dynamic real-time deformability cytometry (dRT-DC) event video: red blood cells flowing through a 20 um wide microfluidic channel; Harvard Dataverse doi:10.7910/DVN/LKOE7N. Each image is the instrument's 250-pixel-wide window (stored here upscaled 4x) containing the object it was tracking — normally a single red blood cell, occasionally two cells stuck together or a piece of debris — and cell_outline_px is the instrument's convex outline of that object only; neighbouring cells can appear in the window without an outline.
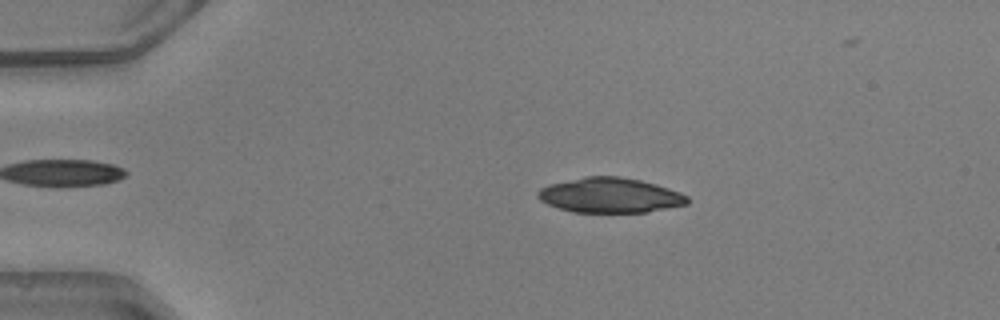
{"species": "common noctule bat (a hibernating species)", "species_latin": "Nyctalus noctula", "temperature_condition": "warm", "stored_images_in_passage": 43, "camera_frame_rate_fps": 3000, "um_per_image_px": 0.085, "animal": {"sex": "male", "body_mass_g": 20.5, "forearm_length_mm": 52.5}, "frame": {"image": 1, "passage_image": 10, "time_ms": 3.0, "image_size_px": [1000, 320], "cell_outline_px": [[688, 204], [648, 212], [572, 212], [548, 204], [540, 200], [536, 196], [536, 192], [540, 188], [548, 184], [584, 176], [620, 176], [640, 180], [656, 184], [680, 192], [688, 196]], "centroid_in_image_um": [51.83, 16.59], "position_along_channel_um": 33.2, "area_um2": 30.58}}